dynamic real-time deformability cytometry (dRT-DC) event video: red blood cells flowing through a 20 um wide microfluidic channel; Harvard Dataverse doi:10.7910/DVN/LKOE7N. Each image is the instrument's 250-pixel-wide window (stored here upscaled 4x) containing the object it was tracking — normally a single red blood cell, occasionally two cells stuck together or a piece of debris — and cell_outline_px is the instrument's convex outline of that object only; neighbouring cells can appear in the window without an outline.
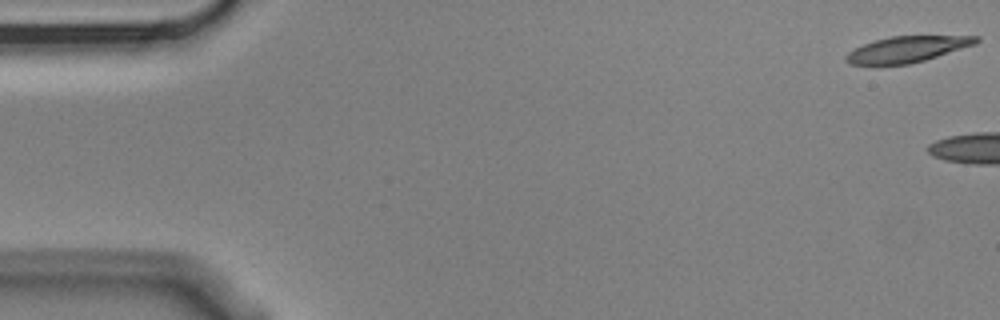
{"species": "Egyptian fruit bat (a non-hibernating species)", "species_latin": "Rousettus aegyptiacus", "temperature_condition": "cold", "stored_images_in_passage": 6, "camera_frame_rate_fps": 3000, "um_per_image_px": 0.085, "animal": {"sex": "male"}, "frame": {"image": 1, "passage_image": 1, "time_ms": 0.0, "image_size_px": [1000, 320], "cell_outline_px": [[980, 40], [976, 44], [924, 60], [908, 64], [848, 64], [844, 60], [844, 56], [848, 52], [864, 44], [876, 40], [892, 36], [980, 36]], "centroid_in_image_um": [77.11, 4.18], "position_along_channel_um": 7.9, "area_um2": 19.42}}